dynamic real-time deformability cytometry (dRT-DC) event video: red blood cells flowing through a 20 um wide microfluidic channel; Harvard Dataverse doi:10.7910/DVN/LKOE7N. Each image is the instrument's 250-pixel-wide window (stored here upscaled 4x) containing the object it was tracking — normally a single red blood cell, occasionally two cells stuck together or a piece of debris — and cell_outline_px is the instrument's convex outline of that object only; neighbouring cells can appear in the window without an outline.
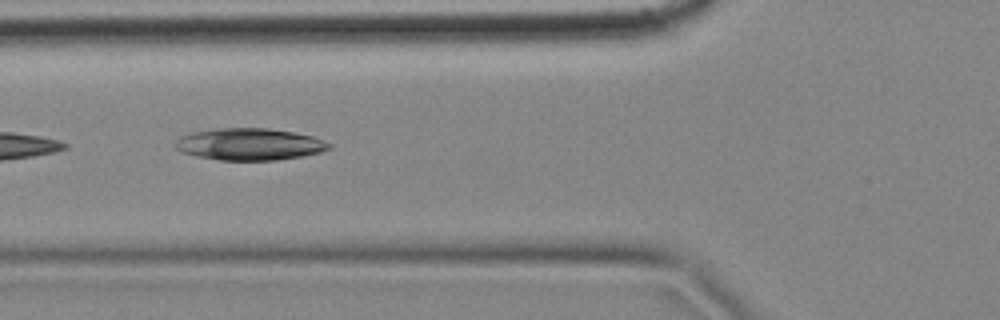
{"species": "common noctule bat (a hibernating species)", "species_latin": "Nyctalus noctula", "temperature_condition": "cold", "stored_images_in_passage": 8, "camera_frame_rate_fps": 3000, "um_per_image_px": 0.085, "animal": {"sex": "female", "body_mass_g": 18.4}, "frame": {"image": 1, "passage_image": 6, "time_ms": 1.667, "image_size_px": [1000, 320], "cell_outline_px": [[332, 148], [320, 152], [300, 156], [276, 160], [220, 160], [196, 156], [180, 152], [176, 148], [176, 140], [180, 136], [188, 132], [220, 128], [268, 128], [292, 132], [312, 136], [324, 140], [332, 144]], "centroid_in_image_um": [21.19, 12.25], "position_along_channel_um": 104.6, "area_um2": 28.67}}
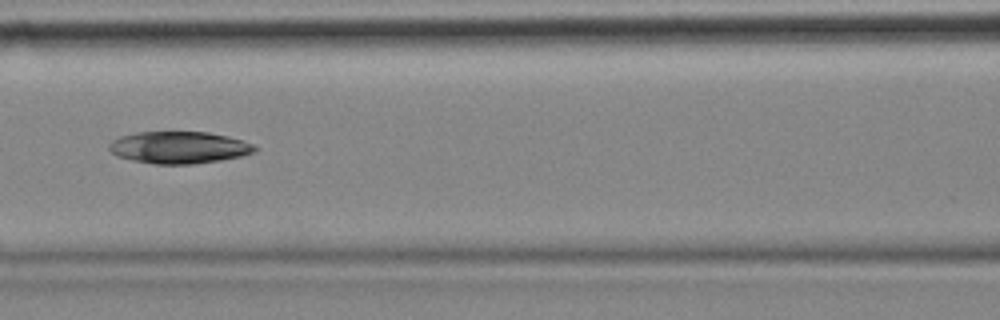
{"frame": {"image": 2, "passage_image": 7, "time_ms": 2.0, "image_size_px": [1000, 320], "cell_outline_px": [[256, 152], [240, 156], [220, 160], [192, 164], [152, 164], [132, 160], [116, 156], [108, 148], [108, 144], [112, 140], [120, 136], [136, 132], [208, 132], [228, 136], [252, 144], [256, 148]], "centroid_in_image_um": [15.17, 12.53], "position_along_channel_um": 151.4, "area_um2": 27.17}}